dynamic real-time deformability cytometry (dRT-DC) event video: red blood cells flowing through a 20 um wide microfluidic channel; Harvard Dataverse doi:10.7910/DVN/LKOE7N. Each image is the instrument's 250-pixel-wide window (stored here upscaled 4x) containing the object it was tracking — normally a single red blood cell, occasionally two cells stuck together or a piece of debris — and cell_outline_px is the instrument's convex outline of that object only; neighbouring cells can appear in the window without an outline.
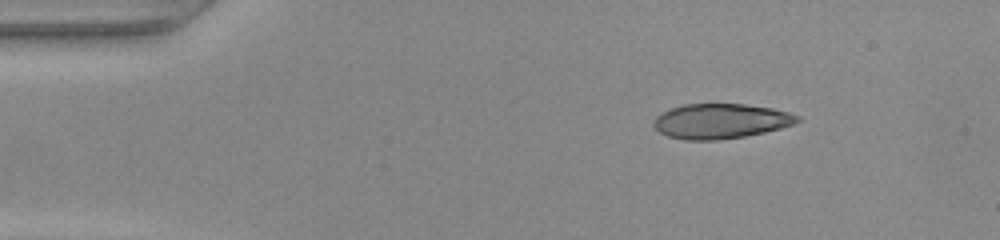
{"species": "common noctule bat (a hibernating species)", "species_latin": "Nyctalus noctula", "temperature_condition": "warm", "stored_images_in_passage": 42, "camera_frame_rate_fps": 3000, "um_per_image_px": 0.085, "animal": {"sex": "female", "body_mass_g": 22.0, "forearm_length_mm": 56.7}, "frame": {"image": 1, "passage_image": 1, "time_ms": 0.0, "image_size_px": [1000, 240], "cell_outline_px": [[800, 120], [792, 124], [780, 128], [764, 132], [744, 136], [716, 140], [684, 140], [668, 136], [660, 132], [652, 124], [652, 120], [656, 116], [672, 108], [684, 104], [744, 104], [772, 108], [788, 112], [800, 116]], "centroid_in_image_um": [61.24, 10.29], "position_along_channel_um": 23.8, "area_um2": 29.07}}